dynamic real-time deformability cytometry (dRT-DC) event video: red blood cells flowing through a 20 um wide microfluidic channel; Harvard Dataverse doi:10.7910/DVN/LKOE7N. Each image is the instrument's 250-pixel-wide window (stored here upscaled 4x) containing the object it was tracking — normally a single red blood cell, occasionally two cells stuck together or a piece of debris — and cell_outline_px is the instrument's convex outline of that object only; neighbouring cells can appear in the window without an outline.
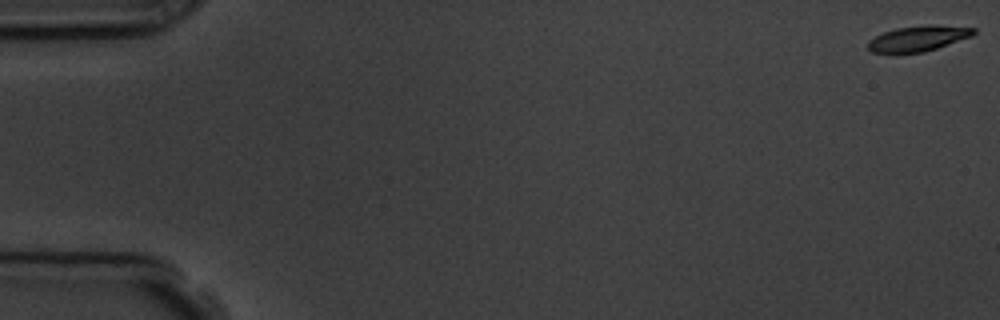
{"species": "common noctule bat (a hibernating species)", "species_latin": "Nyctalus noctula", "temperature_condition": "room temperature", "stored_images_in_passage": 5, "camera_frame_rate_fps": 3000, "um_per_image_px": 0.085, "animal": {"sex": "male", "body_mass_g": 19.5, "forearm_length_mm": 54.6}, "frame": {"image": 1, "passage_image": 1, "time_ms": 0.0, "image_size_px": [1000, 320], "cell_outline_px": [[976, 32], [972, 36], [924, 52], [892, 56], [872, 52], [868, 48], [868, 40], [884, 32], [896, 28], [976, 28]], "centroid_in_image_um": [77.87, 3.39], "position_along_channel_um": 7.1, "area_um2": 15.03}}
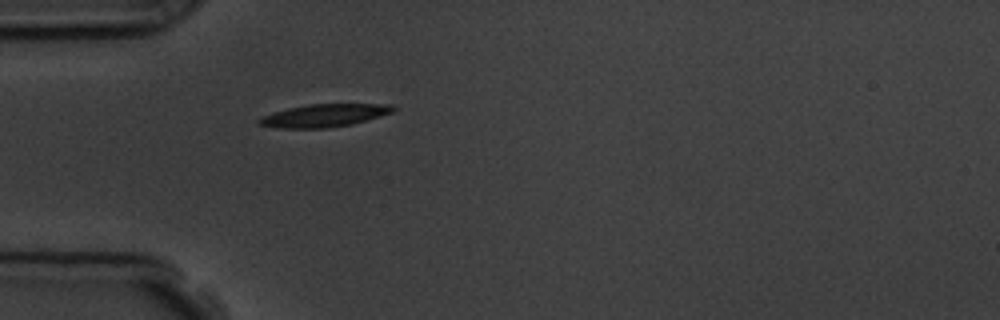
{"frame": {"image": 2, "passage_image": 5, "time_ms": 5.333, "image_size_px": [1000, 320], "cell_outline_px": [[396, 108], [392, 112], [380, 116], [352, 124], [328, 128], [276, 128], [260, 124], [256, 120], [264, 116], [288, 108], [308, 104], [392, 104]], "centroid_in_image_um": [27.58, 9.82], "position_along_channel_um": 57.4, "area_um2": 17.63}}